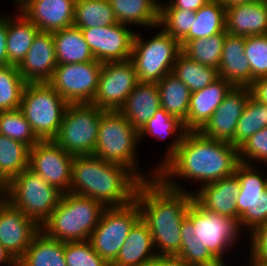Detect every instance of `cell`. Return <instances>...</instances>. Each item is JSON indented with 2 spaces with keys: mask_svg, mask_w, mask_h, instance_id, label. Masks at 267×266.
<instances>
[{
  "mask_svg": "<svg viewBox=\"0 0 267 266\" xmlns=\"http://www.w3.org/2000/svg\"><path fill=\"white\" fill-rule=\"evenodd\" d=\"M163 164L154 169L158 179L185 177L208 184L234 175L238 148L227 141L211 139L200 131H179Z\"/></svg>",
  "mask_w": 267,
  "mask_h": 266,
  "instance_id": "6da1fadb",
  "label": "cell"
},
{
  "mask_svg": "<svg viewBox=\"0 0 267 266\" xmlns=\"http://www.w3.org/2000/svg\"><path fill=\"white\" fill-rule=\"evenodd\" d=\"M152 178L141 181L137 188L135 200L140 218L151 232L154 247L157 245V255H176L181 246V225L193 194L173 180Z\"/></svg>",
  "mask_w": 267,
  "mask_h": 266,
  "instance_id": "7a4b0ae2",
  "label": "cell"
},
{
  "mask_svg": "<svg viewBox=\"0 0 267 266\" xmlns=\"http://www.w3.org/2000/svg\"><path fill=\"white\" fill-rule=\"evenodd\" d=\"M140 182L121 165L93 155L74 156L69 192L90 197L105 207H118L135 199Z\"/></svg>",
  "mask_w": 267,
  "mask_h": 266,
  "instance_id": "3957f363",
  "label": "cell"
},
{
  "mask_svg": "<svg viewBox=\"0 0 267 266\" xmlns=\"http://www.w3.org/2000/svg\"><path fill=\"white\" fill-rule=\"evenodd\" d=\"M106 207L75 193L62 194L58 206L40 226L49 238L62 242L86 241L98 225Z\"/></svg>",
  "mask_w": 267,
  "mask_h": 266,
  "instance_id": "277c9868",
  "label": "cell"
},
{
  "mask_svg": "<svg viewBox=\"0 0 267 266\" xmlns=\"http://www.w3.org/2000/svg\"><path fill=\"white\" fill-rule=\"evenodd\" d=\"M138 131L119 111H103L93 156L130 170L140 181L151 180L136 172Z\"/></svg>",
  "mask_w": 267,
  "mask_h": 266,
  "instance_id": "5b68a950",
  "label": "cell"
},
{
  "mask_svg": "<svg viewBox=\"0 0 267 266\" xmlns=\"http://www.w3.org/2000/svg\"><path fill=\"white\" fill-rule=\"evenodd\" d=\"M68 102L48 83H26L20 109L40 141L53 140Z\"/></svg>",
  "mask_w": 267,
  "mask_h": 266,
  "instance_id": "8992f818",
  "label": "cell"
},
{
  "mask_svg": "<svg viewBox=\"0 0 267 266\" xmlns=\"http://www.w3.org/2000/svg\"><path fill=\"white\" fill-rule=\"evenodd\" d=\"M62 194L30 168L7 183L8 202L39 227L58 206Z\"/></svg>",
  "mask_w": 267,
  "mask_h": 266,
  "instance_id": "52a82bcc",
  "label": "cell"
},
{
  "mask_svg": "<svg viewBox=\"0 0 267 266\" xmlns=\"http://www.w3.org/2000/svg\"><path fill=\"white\" fill-rule=\"evenodd\" d=\"M103 111L91 103L68 104L53 141L74 156L93 155Z\"/></svg>",
  "mask_w": 267,
  "mask_h": 266,
  "instance_id": "ba28073f",
  "label": "cell"
},
{
  "mask_svg": "<svg viewBox=\"0 0 267 266\" xmlns=\"http://www.w3.org/2000/svg\"><path fill=\"white\" fill-rule=\"evenodd\" d=\"M135 34L130 60L133 62L138 82L158 83L172 72L181 44L163 29L152 39L143 41Z\"/></svg>",
  "mask_w": 267,
  "mask_h": 266,
  "instance_id": "9c48e42d",
  "label": "cell"
},
{
  "mask_svg": "<svg viewBox=\"0 0 267 266\" xmlns=\"http://www.w3.org/2000/svg\"><path fill=\"white\" fill-rule=\"evenodd\" d=\"M140 219V209L134 199L127 205L106 207L89 242L94 250L111 265L124 244L130 229Z\"/></svg>",
  "mask_w": 267,
  "mask_h": 266,
  "instance_id": "30bf717a",
  "label": "cell"
},
{
  "mask_svg": "<svg viewBox=\"0 0 267 266\" xmlns=\"http://www.w3.org/2000/svg\"><path fill=\"white\" fill-rule=\"evenodd\" d=\"M239 163L234 175L240 184L237 196V220L239 226L249 227L251 232L267 222V178L257 174L254 166ZM253 167V168H252Z\"/></svg>",
  "mask_w": 267,
  "mask_h": 266,
  "instance_id": "8fae6325",
  "label": "cell"
},
{
  "mask_svg": "<svg viewBox=\"0 0 267 266\" xmlns=\"http://www.w3.org/2000/svg\"><path fill=\"white\" fill-rule=\"evenodd\" d=\"M102 62L58 64L48 82L69 104L91 103L96 95Z\"/></svg>",
  "mask_w": 267,
  "mask_h": 266,
  "instance_id": "7c38bea8",
  "label": "cell"
},
{
  "mask_svg": "<svg viewBox=\"0 0 267 266\" xmlns=\"http://www.w3.org/2000/svg\"><path fill=\"white\" fill-rule=\"evenodd\" d=\"M187 217L196 229L197 241L204 243L210 253L224 265L222 253L239 237L238 220L207 211L194 199L187 210Z\"/></svg>",
  "mask_w": 267,
  "mask_h": 266,
  "instance_id": "4fadbf2b",
  "label": "cell"
},
{
  "mask_svg": "<svg viewBox=\"0 0 267 266\" xmlns=\"http://www.w3.org/2000/svg\"><path fill=\"white\" fill-rule=\"evenodd\" d=\"M138 83L133 62H103L98 87L91 104L104 111H119Z\"/></svg>",
  "mask_w": 267,
  "mask_h": 266,
  "instance_id": "5bb4252c",
  "label": "cell"
},
{
  "mask_svg": "<svg viewBox=\"0 0 267 266\" xmlns=\"http://www.w3.org/2000/svg\"><path fill=\"white\" fill-rule=\"evenodd\" d=\"M73 161L74 155L53 140L39 141L30 148L28 168L64 194L71 187Z\"/></svg>",
  "mask_w": 267,
  "mask_h": 266,
  "instance_id": "9a60e30c",
  "label": "cell"
},
{
  "mask_svg": "<svg viewBox=\"0 0 267 266\" xmlns=\"http://www.w3.org/2000/svg\"><path fill=\"white\" fill-rule=\"evenodd\" d=\"M125 24L82 28L84 39L95 60L100 62L126 61L131 58L135 32Z\"/></svg>",
  "mask_w": 267,
  "mask_h": 266,
  "instance_id": "2e32d148",
  "label": "cell"
},
{
  "mask_svg": "<svg viewBox=\"0 0 267 266\" xmlns=\"http://www.w3.org/2000/svg\"><path fill=\"white\" fill-rule=\"evenodd\" d=\"M40 227L7 202L0 209V244L18 262Z\"/></svg>",
  "mask_w": 267,
  "mask_h": 266,
  "instance_id": "e0dca14e",
  "label": "cell"
},
{
  "mask_svg": "<svg viewBox=\"0 0 267 266\" xmlns=\"http://www.w3.org/2000/svg\"><path fill=\"white\" fill-rule=\"evenodd\" d=\"M250 96L249 87L234 86L200 132L211 139L230 142L234 138L238 120Z\"/></svg>",
  "mask_w": 267,
  "mask_h": 266,
  "instance_id": "ac0fdd59",
  "label": "cell"
},
{
  "mask_svg": "<svg viewBox=\"0 0 267 266\" xmlns=\"http://www.w3.org/2000/svg\"><path fill=\"white\" fill-rule=\"evenodd\" d=\"M76 0H21L17 5L40 31L55 32L73 26Z\"/></svg>",
  "mask_w": 267,
  "mask_h": 266,
  "instance_id": "d6986e66",
  "label": "cell"
},
{
  "mask_svg": "<svg viewBox=\"0 0 267 266\" xmlns=\"http://www.w3.org/2000/svg\"><path fill=\"white\" fill-rule=\"evenodd\" d=\"M58 65L52 32L39 31L17 66L26 83L49 82Z\"/></svg>",
  "mask_w": 267,
  "mask_h": 266,
  "instance_id": "ffe728a7",
  "label": "cell"
},
{
  "mask_svg": "<svg viewBox=\"0 0 267 266\" xmlns=\"http://www.w3.org/2000/svg\"><path fill=\"white\" fill-rule=\"evenodd\" d=\"M233 87L227 80L218 77L207 87L192 92L187 119L183 123L186 131H200Z\"/></svg>",
  "mask_w": 267,
  "mask_h": 266,
  "instance_id": "44dd1931",
  "label": "cell"
},
{
  "mask_svg": "<svg viewBox=\"0 0 267 266\" xmlns=\"http://www.w3.org/2000/svg\"><path fill=\"white\" fill-rule=\"evenodd\" d=\"M240 184L235 175L204 184L193 193L194 200L205 210L237 219V196Z\"/></svg>",
  "mask_w": 267,
  "mask_h": 266,
  "instance_id": "7402d4cb",
  "label": "cell"
},
{
  "mask_svg": "<svg viewBox=\"0 0 267 266\" xmlns=\"http://www.w3.org/2000/svg\"><path fill=\"white\" fill-rule=\"evenodd\" d=\"M245 41V36L226 33L218 68V76L236 87L251 85V68L244 53Z\"/></svg>",
  "mask_w": 267,
  "mask_h": 266,
  "instance_id": "603a6c76",
  "label": "cell"
},
{
  "mask_svg": "<svg viewBox=\"0 0 267 266\" xmlns=\"http://www.w3.org/2000/svg\"><path fill=\"white\" fill-rule=\"evenodd\" d=\"M226 32L245 37L267 34V2L258 0L226 8Z\"/></svg>",
  "mask_w": 267,
  "mask_h": 266,
  "instance_id": "cb8c5ba5",
  "label": "cell"
},
{
  "mask_svg": "<svg viewBox=\"0 0 267 266\" xmlns=\"http://www.w3.org/2000/svg\"><path fill=\"white\" fill-rule=\"evenodd\" d=\"M161 108L157 83L138 82L119 112L139 131Z\"/></svg>",
  "mask_w": 267,
  "mask_h": 266,
  "instance_id": "d4e9b609",
  "label": "cell"
},
{
  "mask_svg": "<svg viewBox=\"0 0 267 266\" xmlns=\"http://www.w3.org/2000/svg\"><path fill=\"white\" fill-rule=\"evenodd\" d=\"M153 246L151 232L140 218L130 229L115 261L110 266H148L157 256V252L151 253Z\"/></svg>",
  "mask_w": 267,
  "mask_h": 266,
  "instance_id": "484cf974",
  "label": "cell"
},
{
  "mask_svg": "<svg viewBox=\"0 0 267 266\" xmlns=\"http://www.w3.org/2000/svg\"><path fill=\"white\" fill-rule=\"evenodd\" d=\"M52 34L58 64L85 63L95 60L80 28L70 26Z\"/></svg>",
  "mask_w": 267,
  "mask_h": 266,
  "instance_id": "4316f807",
  "label": "cell"
},
{
  "mask_svg": "<svg viewBox=\"0 0 267 266\" xmlns=\"http://www.w3.org/2000/svg\"><path fill=\"white\" fill-rule=\"evenodd\" d=\"M17 266H67L64 242L51 239L40 230L32 238Z\"/></svg>",
  "mask_w": 267,
  "mask_h": 266,
  "instance_id": "83f0119b",
  "label": "cell"
},
{
  "mask_svg": "<svg viewBox=\"0 0 267 266\" xmlns=\"http://www.w3.org/2000/svg\"><path fill=\"white\" fill-rule=\"evenodd\" d=\"M118 23L158 27L160 3L157 0H109Z\"/></svg>",
  "mask_w": 267,
  "mask_h": 266,
  "instance_id": "f1b7e54d",
  "label": "cell"
},
{
  "mask_svg": "<svg viewBox=\"0 0 267 266\" xmlns=\"http://www.w3.org/2000/svg\"><path fill=\"white\" fill-rule=\"evenodd\" d=\"M19 13L15 20L7 18L8 65L18 66L21 63L40 31L21 11Z\"/></svg>",
  "mask_w": 267,
  "mask_h": 266,
  "instance_id": "f546056e",
  "label": "cell"
},
{
  "mask_svg": "<svg viewBox=\"0 0 267 266\" xmlns=\"http://www.w3.org/2000/svg\"><path fill=\"white\" fill-rule=\"evenodd\" d=\"M192 28L180 42L181 47L188 41L204 39L226 31V8L218 0H210L195 12Z\"/></svg>",
  "mask_w": 267,
  "mask_h": 266,
  "instance_id": "4dcf8cb0",
  "label": "cell"
},
{
  "mask_svg": "<svg viewBox=\"0 0 267 266\" xmlns=\"http://www.w3.org/2000/svg\"><path fill=\"white\" fill-rule=\"evenodd\" d=\"M160 104L168 114L183 123L187 119L191 92L172 72L166 74L158 83Z\"/></svg>",
  "mask_w": 267,
  "mask_h": 266,
  "instance_id": "1f68e13d",
  "label": "cell"
},
{
  "mask_svg": "<svg viewBox=\"0 0 267 266\" xmlns=\"http://www.w3.org/2000/svg\"><path fill=\"white\" fill-rule=\"evenodd\" d=\"M176 255L192 266H225L210 253L204 243L197 241L196 229L187 216L181 225V246Z\"/></svg>",
  "mask_w": 267,
  "mask_h": 266,
  "instance_id": "d6a6232c",
  "label": "cell"
},
{
  "mask_svg": "<svg viewBox=\"0 0 267 266\" xmlns=\"http://www.w3.org/2000/svg\"><path fill=\"white\" fill-rule=\"evenodd\" d=\"M30 147L0 135V180L8 183L29 166Z\"/></svg>",
  "mask_w": 267,
  "mask_h": 266,
  "instance_id": "836d02e7",
  "label": "cell"
},
{
  "mask_svg": "<svg viewBox=\"0 0 267 266\" xmlns=\"http://www.w3.org/2000/svg\"><path fill=\"white\" fill-rule=\"evenodd\" d=\"M172 73L189 88L191 93L207 87L219 77L217 69L202 65L182 52L174 63Z\"/></svg>",
  "mask_w": 267,
  "mask_h": 266,
  "instance_id": "e575fe53",
  "label": "cell"
},
{
  "mask_svg": "<svg viewBox=\"0 0 267 266\" xmlns=\"http://www.w3.org/2000/svg\"><path fill=\"white\" fill-rule=\"evenodd\" d=\"M117 23L109 0H76L73 26L92 28Z\"/></svg>",
  "mask_w": 267,
  "mask_h": 266,
  "instance_id": "d590c367",
  "label": "cell"
},
{
  "mask_svg": "<svg viewBox=\"0 0 267 266\" xmlns=\"http://www.w3.org/2000/svg\"><path fill=\"white\" fill-rule=\"evenodd\" d=\"M264 127H267V105L250 96L238 120L234 138L229 143L239 148Z\"/></svg>",
  "mask_w": 267,
  "mask_h": 266,
  "instance_id": "8d00e7d4",
  "label": "cell"
},
{
  "mask_svg": "<svg viewBox=\"0 0 267 266\" xmlns=\"http://www.w3.org/2000/svg\"><path fill=\"white\" fill-rule=\"evenodd\" d=\"M226 31L204 39L186 42L181 48L188 58L218 70L222 56Z\"/></svg>",
  "mask_w": 267,
  "mask_h": 266,
  "instance_id": "74e56055",
  "label": "cell"
},
{
  "mask_svg": "<svg viewBox=\"0 0 267 266\" xmlns=\"http://www.w3.org/2000/svg\"><path fill=\"white\" fill-rule=\"evenodd\" d=\"M25 85L16 65L0 66V111L20 108Z\"/></svg>",
  "mask_w": 267,
  "mask_h": 266,
  "instance_id": "f35d334b",
  "label": "cell"
},
{
  "mask_svg": "<svg viewBox=\"0 0 267 266\" xmlns=\"http://www.w3.org/2000/svg\"><path fill=\"white\" fill-rule=\"evenodd\" d=\"M0 135L26 144L30 148L40 141L20 108L0 111Z\"/></svg>",
  "mask_w": 267,
  "mask_h": 266,
  "instance_id": "ab89813d",
  "label": "cell"
},
{
  "mask_svg": "<svg viewBox=\"0 0 267 266\" xmlns=\"http://www.w3.org/2000/svg\"><path fill=\"white\" fill-rule=\"evenodd\" d=\"M195 12L179 8H160L159 24L163 30L181 42L192 28Z\"/></svg>",
  "mask_w": 267,
  "mask_h": 266,
  "instance_id": "60d3db41",
  "label": "cell"
},
{
  "mask_svg": "<svg viewBox=\"0 0 267 266\" xmlns=\"http://www.w3.org/2000/svg\"><path fill=\"white\" fill-rule=\"evenodd\" d=\"M64 256L67 266H110L89 240L64 242Z\"/></svg>",
  "mask_w": 267,
  "mask_h": 266,
  "instance_id": "b9f144b4",
  "label": "cell"
},
{
  "mask_svg": "<svg viewBox=\"0 0 267 266\" xmlns=\"http://www.w3.org/2000/svg\"><path fill=\"white\" fill-rule=\"evenodd\" d=\"M244 53L251 68V84L267 76V34L247 36Z\"/></svg>",
  "mask_w": 267,
  "mask_h": 266,
  "instance_id": "7bdbcfd3",
  "label": "cell"
},
{
  "mask_svg": "<svg viewBox=\"0 0 267 266\" xmlns=\"http://www.w3.org/2000/svg\"><path fill=\"white\" fill-rule=\"evenodd\" d=\"M179 130L186 131L183 122L168 114L163 108H159L153 117L138 131L139 142L145 134L164 139L167 135L171 136V134L178 133Z\"/></svg>",
  "mask_w": 267,
  "mask_h": 266,
  "instance_id": "ee69618b",
  "label": "cell"
},
{
  "mask_svg": "<svg viewBox=\"0 0 267 266\" xmlns=\"http://www.w3.org/2000/svg\"><path fill=\"white\" fill-rule=\"evenodd\" d=\"M238 153L240 163H246L243 156L250 160H261V162L267 163V127L253 134L238 148Z\"/></svg>",
  "mask_w": 267,
  "mask_h": 266,
  "instance_id": "f6af8a7d",
  "label": "cell"
},
{
  "mask_svg": "<svg viewBox=\"0 0 267 266\" xmlns=\"http://www.w3.org/2000/svg\"><path fill=\"white\" fill-rule=\"evenodd\" d=\"M251 237V255L249 256L267 264V222L255 228Z\"/></svg>",
  "mask_w": 267,
  "mask_h": 266,
  "instance_id": "bcb514c9",
  "label": "cell"
},
{
  "mask_svg": "<svg viewBox=\"0 0 267 266\" xmlns=\"http://www.w3.org/2000/svg\"><path fill=\"white\" fill-rule=\"evenodd\" d=\"M249 88L254 99L267 105V76L257 78Z\"/></svg>",
  "mask_w": 267,
  "mask_h": 266,
  "instance_id": "7dc6e473",
  "label": "cell"
},
{
  "mask_svg": "<svg viewBox=\"0 0 267 266\" xmlns=\"http://www.w3.org/2000/svg\"><path fill=\"white\" fill-rule=\"evenodd\" d=\"M210 0H173L168 5H160V8H179L196 12L200 7L207 4Z\"/></svg>",
  "mask_w": 267,
  "mask_h": 266,
  "instance_id": "c3c4849f",
  "label": "cell"
},
{
  "mask_svg": "<svg viewBox=\"0 0 267 266\" xmlns=\"http://www.w3.org/2000/svg\"><path fill=\"white\" fill-rule=\"evenodd\" d=\"M148 266H192L177 255H157Z\"/></svg>",
  "mask_w": 267,
  "mask_h": 266,
  "instance_id": "681fc988",
  "label": "cell"
},
{
  "mask_svg": "<svg viewBox=\"0 0 267 266\" xmlns=\"http://www.w3.org/2000/svg\"><path fill=\"white\" fill-rule=\"evenodd\" d=\"M0 66H8L7 18L0 16Z\"/></svg>",
  "mask_w": 267,
  "mask_h": 266,
  "instance_id": "f907efd6",
  "label": "cell"
},
{
  "mask_svg": "<svg viewBox=\"0 0 267 266\" xmlns=\"http://www.w3.org/2000/svg\"><path fill=\"white\" fill-rule=\"evenodd\" d=\"M3 263L7 264L8 266H17V262L0 244V265Z\"/></svg>",
  "mask_w": 267,
  "mask_h": 266,
  "instance_id": "816d5d0a",
  "label": "cell"
},
{
  "mask_svg": "<svg viewBox=\"0 0 267 266\" xmlns=\"http://www.w3.org/2000/svg\"><path fill=\"white\" fill-rule=\"evenodd\" d=\"M4 196V197H3ZM8 202L7 183L0 180V209Z\"/></svg>",
  "mask_w": 267,
  "mask_h": 266,
  "instance_id": "f5cc1de1",
  "label": "cell"
},
{
  "mask_svg": "<svg viewBox=\"0 0 267 266\" xmlns=\"http://www.w3.org/2000/svg\"><path fill=\"white\" fill-rule=\"evenodd\" d=\"M221 4L225 6V8H229L234 5L250 3L258 0H218Z\"/></svg>",
  "mask_w": 267,
  "mask_h": 266,
  "instance_id": "db71d44e",
  "label": "cell"
},
{
  "mask_svg": "<svg viewBox=\"0 0 267 266\" xmlns=\"http://www.w3.org/2000/svg\"><path fill=\"white\" fill-rule=\"evenodd\" d=\"M250 257H251V259H250L249 263L252 264V265L250 264V266H267L266 263L260 262V261L256 260L255 258H253L252 256H250Z\"/></svg>",
  "mask_w": 267,
  "mask_h": 266,
  "instance_id": "11a10c76",
  "label": "cell"
}]
</instances>
